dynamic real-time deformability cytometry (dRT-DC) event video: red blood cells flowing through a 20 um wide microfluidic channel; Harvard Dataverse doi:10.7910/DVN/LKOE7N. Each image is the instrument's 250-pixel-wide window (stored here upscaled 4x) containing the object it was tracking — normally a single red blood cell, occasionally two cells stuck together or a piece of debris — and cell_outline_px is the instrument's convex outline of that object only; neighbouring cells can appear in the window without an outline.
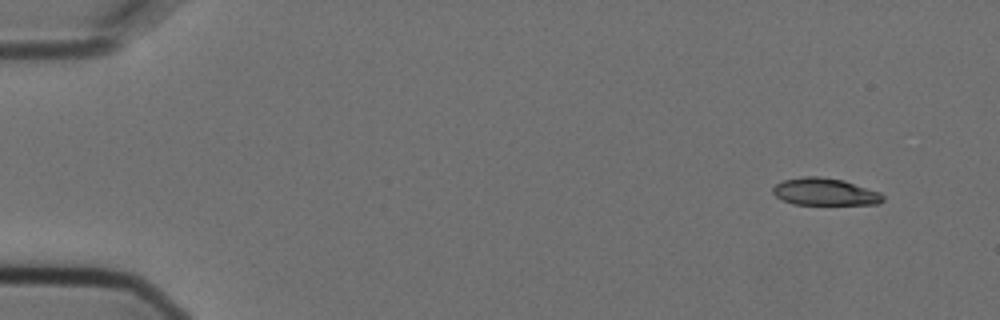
{"species": "Egyptian fruit bat (a non-hibernating species)", "species_latin": "Rousettus aegyptiacus", "temperature_condition": "cold", "stored_images_in_passage": 3, "camera_frame_rate_fps": 3000, "um_per_image_px": 0.085, "animal": {"sex": "female"}, "frame": {"image": 1, "passage_image": 1, "time_ms": 0.0, "image_size_px": [1000, 320], "cell_outline_px": [[884, 200], [880, 204], [796, 204], [784, 200], [776, 196], [772, 192], [772, 188], [776, 184], [784, 180], [804, 176], [816, 176], [844, 180], [880, 192], [884, 196]], "centroid_in_image_um": [70.14, 16.3], "position_along_channel_um": 14.9, "area_um2": 17.34}}